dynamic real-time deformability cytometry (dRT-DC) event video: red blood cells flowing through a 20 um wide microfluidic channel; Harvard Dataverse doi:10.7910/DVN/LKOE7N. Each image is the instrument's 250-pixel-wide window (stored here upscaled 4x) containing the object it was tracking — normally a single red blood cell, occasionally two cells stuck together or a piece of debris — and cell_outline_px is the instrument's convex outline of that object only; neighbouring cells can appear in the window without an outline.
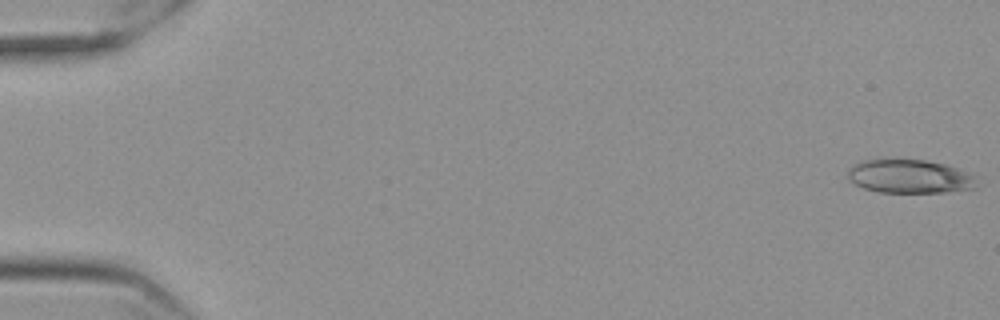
{"species": "Egyptian fruit bat (a non-hibernating species)", "species_latin": "Rousettus aegyptiacus", "temperature_condition": "cold", "stored_images_in_passage": 57, "camera_frame_rate_fps": 3000, "um_per_image_px": 0.085, "frame": {"image": 1, "passage_image": 1, "time_ms": 0.0, "image_size_px": [1000, 320], "cell_outline_px": [[976, 188], [948, 192], [876, 192], [864, 188], [848, 180], [848, 168], [864, 160], [900, 156], [924, 160], [944, 164], [956, 168], [972, 176]], "centroid_in_image_um": [77.23, 14.96], "position_along_channel_um": 7.8, "area_um2": 25.66}}
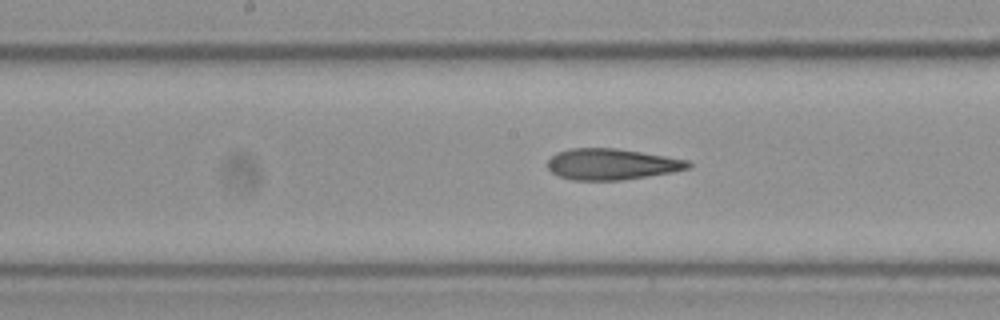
{"frame": {"image": 2, "passage_image": 30, "time_ms": 9.667, "image_size_px": [1000, 320], "cell_outline_px": [[692, 164], [688, 168], [672, 172], [620, 180], [572, 180], [560, 176], [552, 172], [548, 168], [548, 160], [552, 156], [560, 152], [572, 148], [616, 148], [688, 160]], "centroid_in_image_um": [51.98, 13.96], "position_along_channel_um": 196.2, "area_um2": 25.09}}
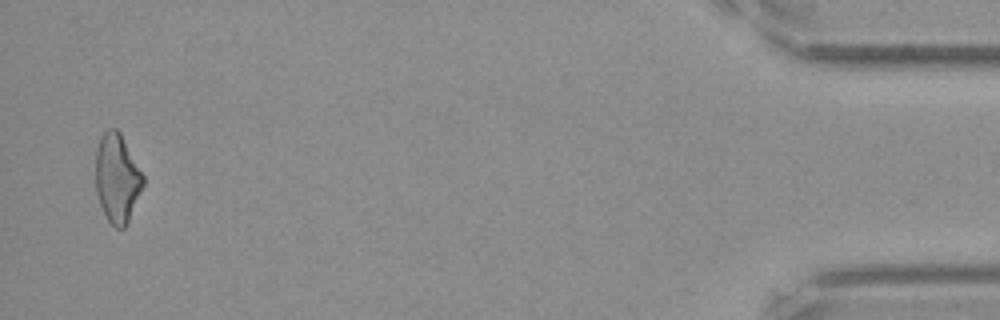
{"frame": {"image": 3, "passage_image": 56, "time_ms": 18.333, "image_size_px": [1000, 320], "cell_outline_px": [[144, 184], [128, 224], [124, 228], [116, 228], [108, 220], [100, 204], [96, 192], [96, 148], [100, 136], [108, 128], [116, 128], [120, 132], [144, 176]], "centroid_in_image_um": [9.96, 15.14], "position_along_channel_um": 425.2, "area_um2": 24.62}, "authors_computed_cell_mechanics": {"area_um2": 25.8366, "velocity_mm_per_s": 3.5761, "shape_relaxation_time_tau1_ms": null, "shape_relaxation_time_tau2_ms": 3.6553, "deformation_change_tau1": null, "deformation_change_tau2": 0.1478}}